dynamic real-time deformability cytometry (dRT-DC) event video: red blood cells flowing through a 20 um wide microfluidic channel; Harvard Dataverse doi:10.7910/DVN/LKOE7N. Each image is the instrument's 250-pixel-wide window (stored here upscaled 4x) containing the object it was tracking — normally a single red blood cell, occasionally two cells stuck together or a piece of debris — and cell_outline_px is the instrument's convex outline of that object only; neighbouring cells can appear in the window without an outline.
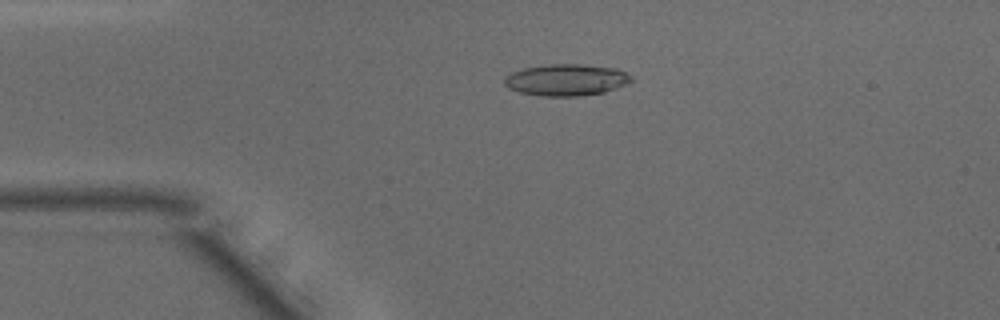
{"species": "common noctule bat (a hibernating species)", "species_latin": "Nyctalus noctula", "temperature_condition": "warm", "stored_images_in_passage": 48, "camera_frame_rate_fps": 3000, "um_per_image_px": 0.085, "animal": {"sex": "male", "body_mass_g": 15.6}, "frame": {"image": 1, "passage_image": 11, "time_ms": 3.333, "image_size_px": [1000, 320], "cell_outline_px": [[632, 80], [628, 84], [604, 92], [580, 96], [540, 96], [520, 92], [508, 88], [504, 84], [504, 76], [512, 72], [524, 68], [548, 64], [580, 64], [616, 68], [632, 76]], "centroid_in_image_um": [48.12, 6.79], "position_along_channel_um": 36.9, "area_um2": 23.47}}
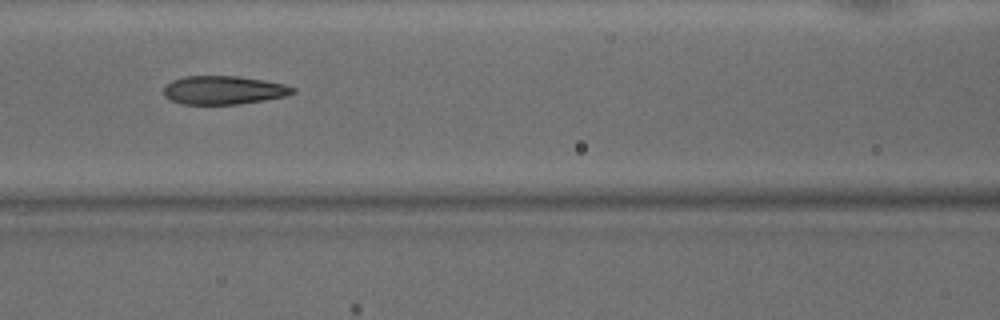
{"frame": {"image": 2, "passage_image": 21, "time_ms": 6.667, "image_size_px": [1000, 320], "cell_outline_px": [[296, 92], [284, 96], [264, 100], [236, 104], [180, 104], [164, 96], [164, 84], [172, 80], [184, 76], [236, 76], [264, 80], [284, 84], [296, 88]], "centroid_in_image_um": [18.98, 7.65], "position_along_channel_um": 147.6, "area_um2": 21.44}}
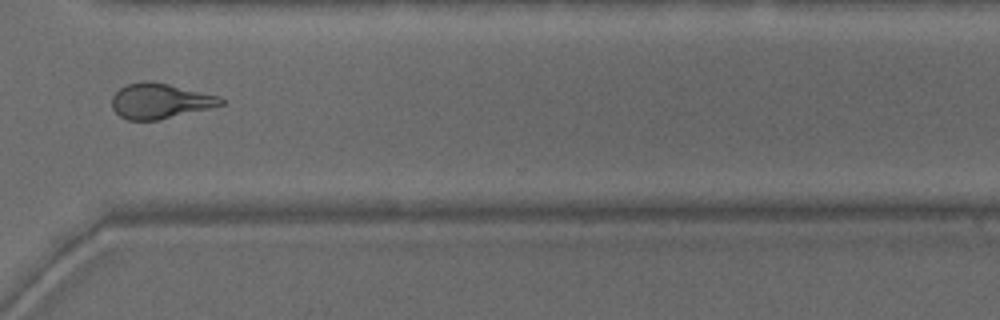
{"frame": {"image": 3, "passage_image": 36, "time_ms": 11.667, "image_size_px": [1000, 320], "cell_outline_px": [[224, 104], [160, 120], [128, 120], [120, 116], [112, 108], [112, 96], [120, 88], [128, 84], [144, 80], [148, 80], [168, 84], [220, 96], [224, 100]], "centroid_in_image_um": [13.58, 8.58], "position_along_channel_um": 357.0, "area_um2": 22.25}, "authors_computed_cell_mechanics": {"area_um2": 22.542, "velocity_mm_per_s": 4.1907, "shape_relaxation_time_tau1_ms": 7.988, "shape_relaxation_time_tau2_ms": 1.7065, "deformation_change_tau1": 0.2498, "deformation_change_tau2": 0.0982}}